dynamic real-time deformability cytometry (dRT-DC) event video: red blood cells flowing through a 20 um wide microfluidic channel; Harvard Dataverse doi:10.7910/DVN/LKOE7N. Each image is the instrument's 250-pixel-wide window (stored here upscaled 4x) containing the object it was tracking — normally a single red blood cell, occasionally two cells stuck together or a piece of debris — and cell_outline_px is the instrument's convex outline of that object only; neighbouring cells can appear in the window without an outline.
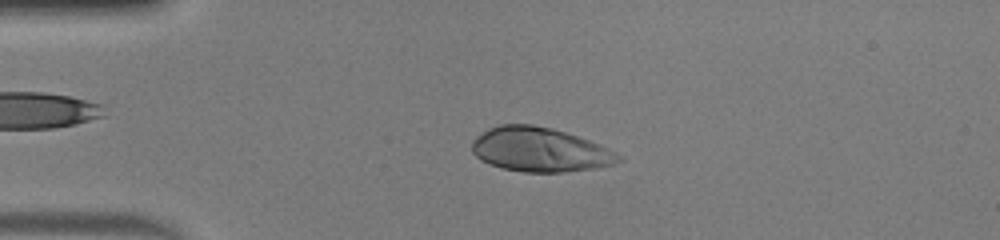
{"species": "human", "species_latin": "Homo sapiens", "temperature_condition": "warm", "stored_images_in_passage": 48, "camera_frame_rate_fps": 3000, "um_per_image_px": 0.085, "donor": {"sex": "male"}, "frame": {"image": 1, "passage_image": 11, "time_ms": 3.333, "image_size_px": [1000, 240], "cell_outline_px": [[624, 160], [616, 164], [596, 168], [564, 172], [524, 172], [504, 168], [480, 160], [472, 152], [472, 140], [476, 136], [488, 128], [500, 124], [532, 124], [552, 128], [600, 144], [624, 156]], "centroid_in_image_um": [45.92, 12.72], "position_along_channel_um": 39.1, "area_um2": 37.97}}
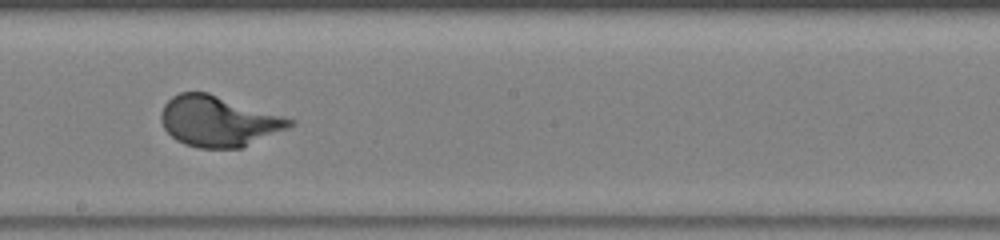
{"frame": {"image": 2, "passage_image": 27, "time_ms": 8.667, "image_size_px": [1000, 240], "cell_outline_px": [[296, 124], [288, 128], [240, 148], [200, 148], [184, 144], [176, 140], [164, 128], [160, 120], [160, 112], [164, 104], [172, 96], [180, 92], [208, 92], [296, 120]], "centroid_in_image_um": [18.55, 10.3], "position_along_channel_um": 229.7, "area_um2": 37.86}}
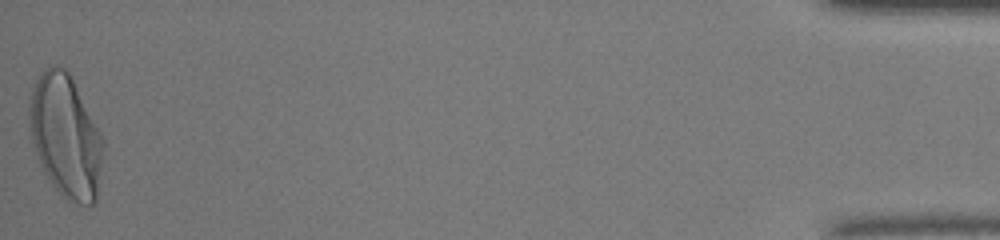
{"frame": {"image": 3, "passage_image": 48, "time_ms": 15.667, "image_size_px": [1000, 240], "cell_outline_px": [[104, 148], [96, 200], [92, 204], [80, 204], [68, 200], [52, 184], [44, 172], [40, 164], [32, 144], [28, 128], [28, 104], [32, 88], [36, 80], [44, 68], [52, 64], [56, 64], [64, 68], [68, 72], [100, 132], [104, 140]], "centroid_in_image_um": [5.54, 11.55], "position_along_channel_um": 429.7, "area_um2": 52.77}, "authors_computed_cell_mechanics": {"area_um2": 38.2925, "velocity_mm_per_s": 4.2241, "shape_relaxation_time_tau1_ms": 2.4891, "shape_relaxation_time_tau2_ms": null, "deformation_change_tau1": 0.2179, "deformation_change_tau2": null}}